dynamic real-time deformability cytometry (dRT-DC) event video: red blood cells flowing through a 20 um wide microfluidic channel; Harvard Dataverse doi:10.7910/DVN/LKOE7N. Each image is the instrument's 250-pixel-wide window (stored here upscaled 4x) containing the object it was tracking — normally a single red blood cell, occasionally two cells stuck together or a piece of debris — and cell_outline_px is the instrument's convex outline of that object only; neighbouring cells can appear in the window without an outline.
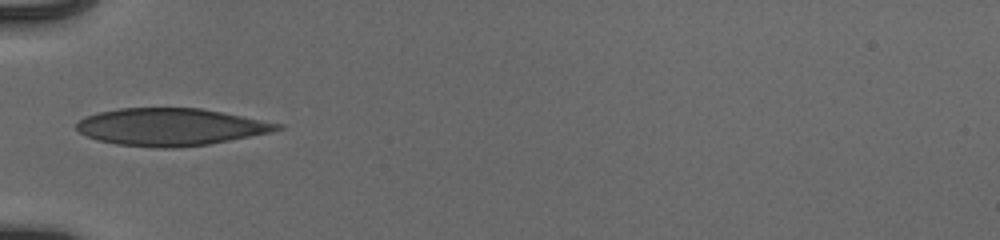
{"species": "human", "species_latin": "Homo sapiens", "temperature_condition": "cold", "stored_images_in_passage": 35, "camera_frame_rate_fps": 3000, "um_per_image_px": 0.085, "donor": {"sex": "male"}, "frame": {"image": 1, "passage_image": 1, "time_ms": 0.0, "image_size_px": [1000, 240], "cell_outline_px": [[284, 128], [272, 132], [208, 144], [172, 148], [156, 148], [116, 144], [96, 140], [80, 132], [76, 128], [76, 124], [84, 116], [100, 112], [120, 108], [200, 108], [284, 124]], "centroid_in_image_um": [14.5, 10.79], "position_along_channel_um": 70.5, "area_um2": 43.52}}
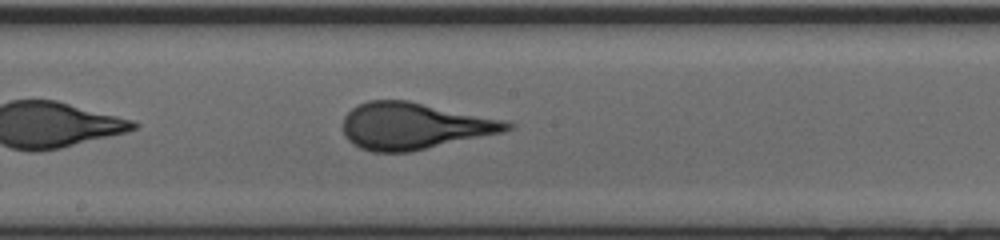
{"frame": {"image": 2, "passage_image": 12, "time_ms": 3.667, "image_size_px": [1000, 240], "cell_outline_px": [[516, 124], [512, 128], [504, 132], [412, 152], [372, 152], [360, 148], [352, 144], [344, 136], [344, 116], [356, 104], [368, 100], [408, 100], [504, 120]], "centroid_in_image_um": [35.19, 10.71], "position_along_channel_um": 213.0, "area_um2": 44.85}}
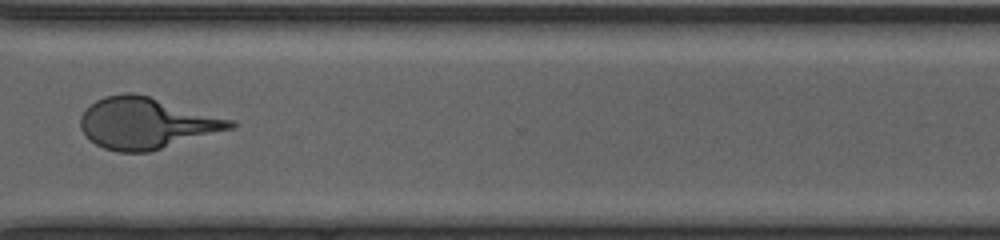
{"frame": {"image": 3, "passage_image": 23, "time_ms": 7.333, "image_size_px": [1000, 240], "cell_outline_px": [[236, 128], [148, 152], [120, 152], [104, 148], [96, 144], [80, 128], [80, 116], [84, 108], [96, 100], [104, 96], [124, 92], [132, 92], [148, 96], [236, 120]], "centroid_in_image_um": [12.46, 10.46], "position_along_channel_um": 358.1, "area_um2": 44.91}}